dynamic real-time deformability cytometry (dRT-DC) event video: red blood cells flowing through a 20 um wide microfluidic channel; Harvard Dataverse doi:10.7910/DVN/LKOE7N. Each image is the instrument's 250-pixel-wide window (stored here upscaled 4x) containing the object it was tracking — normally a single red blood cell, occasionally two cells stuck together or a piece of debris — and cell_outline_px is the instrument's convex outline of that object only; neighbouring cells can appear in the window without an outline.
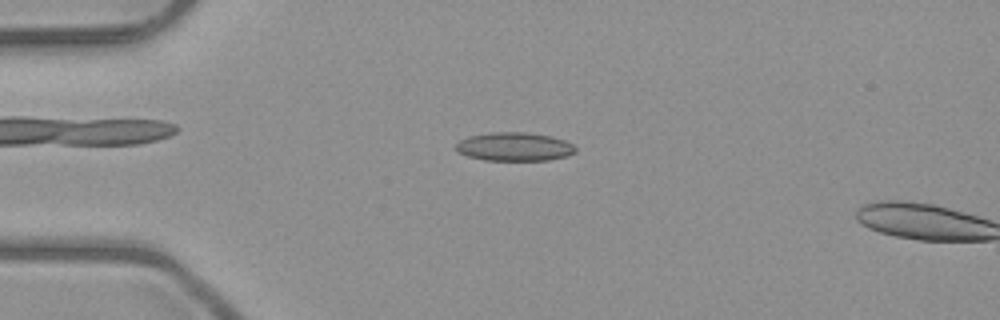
{"species": "common noctule bat (a hibernating species)", "species_latin": "Nyctalus noctula", "temperature_condition": "room temperature", "stored_images_in_passage": 4, "camera_frame_rate_fps": 3000, "um_per_image_px": 0.085, "animal": {"sex": "male", "body_mass_g": 23.1, "forearm_length_mm": 52.7}, "frame": {"image": 1, "passage_image": 2, "time_ms": 0.333, "image_size_px": [1000, 320], "cell_outline_px": [[576, 152], [568, 156], [548, 160], [484, 160], [468, 156], [456, 152], [456, 144], [460, 140], [468, 136], [492, 132], [524, 132], [552, 136], [564, 140], [572, 144], [576, 148]], "centroid_in_image_um": [43.72, 12.47], "position_along_channel_um": 41.3, "area_um2": 20.0}}